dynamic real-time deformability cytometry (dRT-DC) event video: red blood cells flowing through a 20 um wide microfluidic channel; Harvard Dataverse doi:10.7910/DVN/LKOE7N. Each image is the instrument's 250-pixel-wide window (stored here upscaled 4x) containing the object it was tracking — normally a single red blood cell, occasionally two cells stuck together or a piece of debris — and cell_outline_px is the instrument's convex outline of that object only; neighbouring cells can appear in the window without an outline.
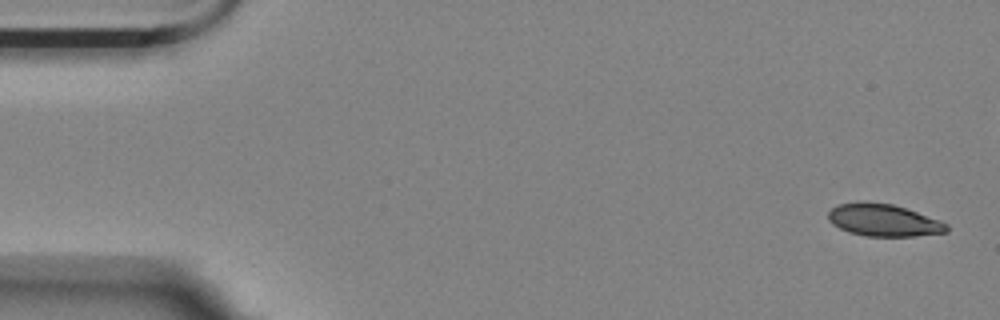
{"species": "Egyptian fruit bat (a non-hibernating species)", "species_latin": "Rousettus aegyptiacus", "temperature_condition": "room temperature", "stored_images_in_passage": 6, "camera_frame_rate_fps": 3000, "um_per_image_px": 0.085, "animal": {"sex": "female"}, "frame": {"image": 1, "passage_image": 1, "time_ms": 0.0, "image_size_px": [1000, 320], "cell_outline_px": [[948, 232], [916, 236], [864, 236], [848, 232], [832, 224], [828, 220], [828, 212], [836, 204], [892, 204], [940, 220], [948, 224]], "centroid_in_image_um": [75.12, 18.76], "position_along_channel_um": 9.9, "area_um2": 21.68}}
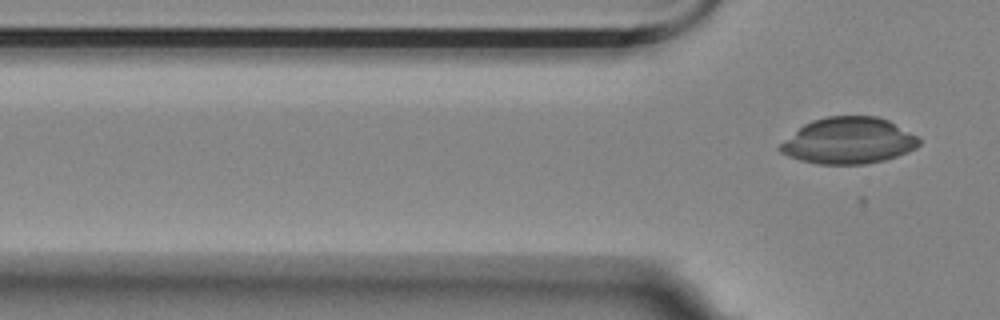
{"frame": {"image": 2, "passage_image": 6, "time_ms": 7.0, "image_size_px": [1000, 320], "cell_outline_px": [[920, 144], [916, 148], [908, 152], [884, 160], [864, 164], [816, 164], [800, 160], [788, 156], [780, 152], [776, 148], [784, 140], [804, 124], [812, 120], [824, 116], [876, 116], [888, 120], [916, 136], [920, 140]], "centroid_in_image_um": [72.1, 11.96], "position_along_channel_um": 53.7, "area_um2": 37.51}}